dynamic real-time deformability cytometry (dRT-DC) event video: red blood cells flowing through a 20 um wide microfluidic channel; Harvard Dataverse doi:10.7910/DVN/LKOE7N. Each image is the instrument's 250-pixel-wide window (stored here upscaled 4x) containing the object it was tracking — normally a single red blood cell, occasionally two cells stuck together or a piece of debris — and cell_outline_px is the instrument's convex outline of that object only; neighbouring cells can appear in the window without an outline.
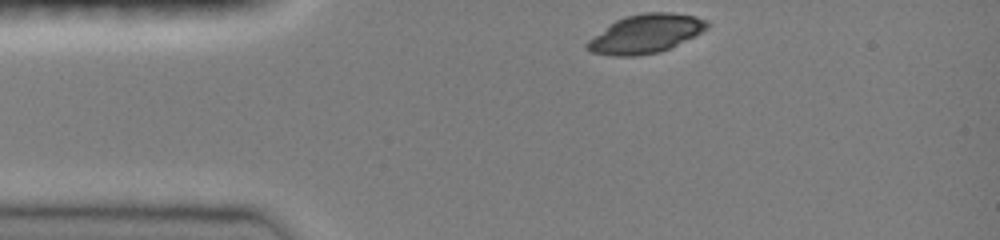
{"species": "common noctule bat (a hibernating species)", "species_latin": "Nyctalus noctula", "temperature_condition": "room temperature", "stored_images_in_passage": 34, "camera_frame_rate_fps": 3000, "um_per_image_px": 0.085, "animal": {"sex": "female", "body_mass_g": 19.0, "forearm_length_mm": 51.5}, "frame": {"image": 1, "passage_image": 1, "time_ms": 0.0, "image_size_px": [1000, 240], "cell_outline_px": [[708, 28], [660, 52], [636, 56], [612, 56], [592, 52], [584, 48], [584, 44], [588, 40], [608, 24], [624, 16], [644, 12], [672, 12], [696, 16], [708, 20]], "centroid_in_image_um": [54.82, 2.86], "position_along_channel_um": 30.2, "area_um2": 27.05}}
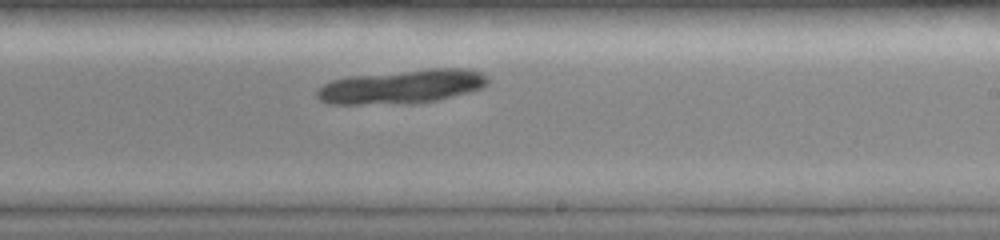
{"frame": {"image": 2, "passage_image": 21, "time_ms": 6.667, "image_size_px": [1000, 240], "cell_outline_px": [[488, 84], [480, 88], [468, 92], [420, 104], [328, 104], [320, 100], [316, 96], [316, 88], [332, 80], [348, 76], [432, 68], [460, 68], [480, 72], [488, 76]], "centroid_in_image_um": [34.12, 7.37], "position_along_channel_um": 254.9, "area_um2": 34.04}}
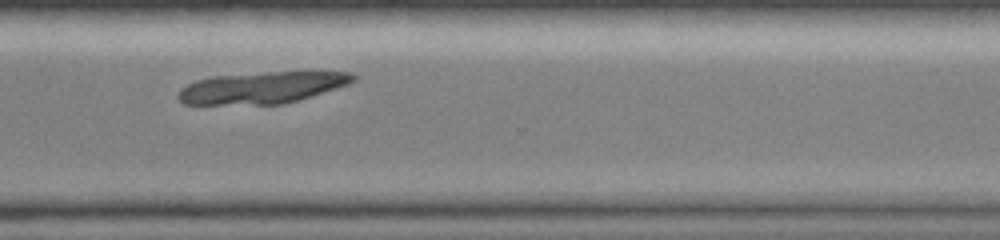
{"frame": {"image": 3, "passage_image": 28, "time_ms": 9.0, "image_size_px": [1000, 240], "cell_outline_px": [[356, 80], [348, 84], [300, 100], [284, 104], [184, 104], [176, 96], [180, 88], [196, 80], [212, 76], [264, 72], [352, 72], [356, 76]], "centroid_in_image_um": [22.26, 7.45], "position_along_channel_um": 348.3, "area_um2": 32.25}}